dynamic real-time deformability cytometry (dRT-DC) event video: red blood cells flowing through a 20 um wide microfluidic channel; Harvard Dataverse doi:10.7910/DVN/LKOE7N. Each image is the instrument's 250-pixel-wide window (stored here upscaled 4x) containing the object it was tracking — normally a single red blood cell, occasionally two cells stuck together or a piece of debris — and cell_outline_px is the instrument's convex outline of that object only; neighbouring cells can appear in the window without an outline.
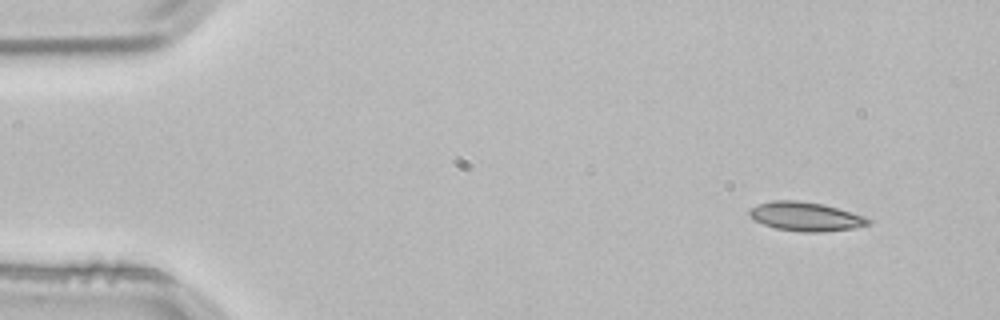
{"species": "common noctule bat (a hibernating species)", "species_latin": "Nyctalus noctula", "temperature_condition": "room temperature", "stored_images_in_passage": 4, "camera_frame_rate_fps": 3000, "um_per_image_px": 0.085, "animal": {"sex": "male", "body_mass_g": 21.5, "forearm_length_mm": 52.0}, "frame": {"image": 1, "passage_image": 1, "time_ms": 0.0, "image_size_px": [1000, 320], "cell_outline_px": [[872, 224], [852, 228], [820, 232], [800, 232], [776, 228], [764, 224], [756, 220], [748, 212], [748, 208], [772, 200], [796, 200], [824, 204], [864, 216], [872, 220]], "centroid_in_image_um": [68.5, 18.4], "position_along_channel_um": 16.5, "area_um2": 19.94}}